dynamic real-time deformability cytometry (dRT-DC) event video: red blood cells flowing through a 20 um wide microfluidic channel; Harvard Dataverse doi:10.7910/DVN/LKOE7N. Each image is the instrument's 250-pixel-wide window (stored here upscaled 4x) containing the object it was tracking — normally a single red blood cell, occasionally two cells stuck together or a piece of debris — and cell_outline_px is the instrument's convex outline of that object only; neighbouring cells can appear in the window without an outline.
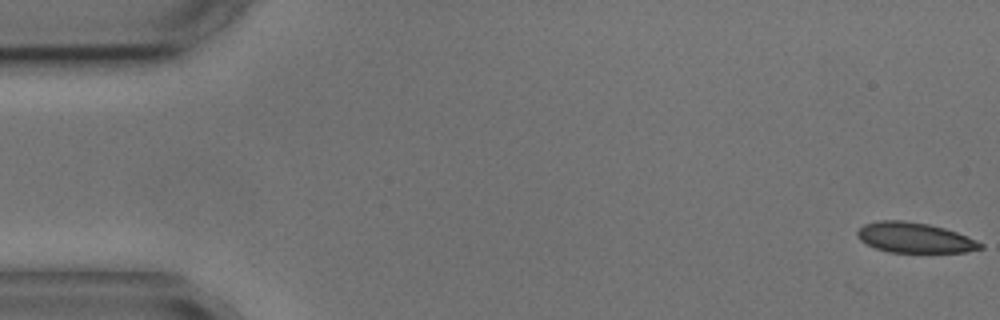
{"species": "common noctule bat (a hibernating species)", "species_latin": "Nyctalus noctula", "temperature_condition": "cold", "stored_images_in_passage": 6, "camera_frame_rate_fps": 3000, "um_per_image_px": 0.085, "animal": {"sex": "male", "body_mass_g": 17.9, "forearm_length_mm": 54.2}, "frame": {"image": 1, "passage_image": 1, "time_ms": 0.0, "image_size_px": [1000, 320], "cell_outline_px": [[984, 248], [964, 252], [888, 252], [876, 248], [860, 240], [856, 236], [856, 232], [864, 224], [880, 220], [904, 220], [928, 224], [944, 228], [968, 236], [984, 244]], "centroid_in_image_um": [77.75, 20.2], "position_along_channel_um": 7.3, "area_um2": 21.68}}